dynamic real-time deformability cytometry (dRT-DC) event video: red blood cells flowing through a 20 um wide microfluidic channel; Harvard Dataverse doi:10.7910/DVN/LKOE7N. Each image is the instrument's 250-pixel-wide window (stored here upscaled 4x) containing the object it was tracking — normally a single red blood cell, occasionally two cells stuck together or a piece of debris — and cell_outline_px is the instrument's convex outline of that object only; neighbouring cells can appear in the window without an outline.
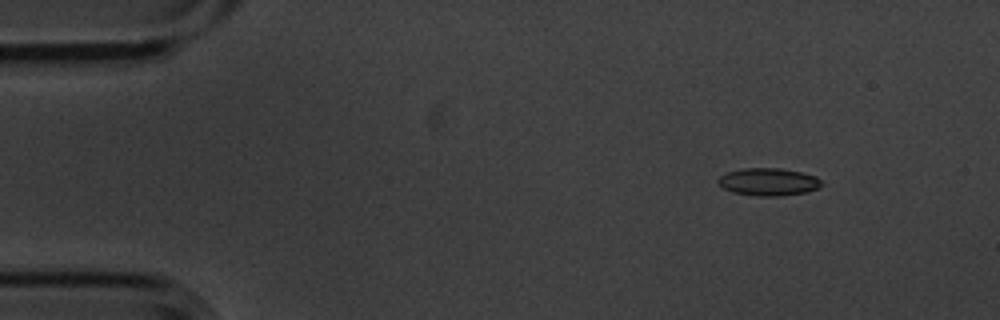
{"species": "common noctule bat (a hibernating species)", "species_latin": "Nyctalus noctula", "temperature_condition": "cold", "stored_images_in_passage": 9, "camera_frame_rate_fps": 3000, "um_per_image_px": 0.085, "animal": {"sex": "male", "body_mass_g": 20.1, "forearm_length_mm": 53.5}, "frame": {"image": 1, "passage_image": 1, "time_ms": 0.0, "image_size_px": [1000, 320], "cell_outline_px": [[824, 184], [808, 192], [780, 196], [760, 196], [732, 192], [724, 188], [716, 180], [720, 176], [728, 172], [744, 168], [780, 168], [800, 172], [816, 176]], "centroid_in_image_um": [65.33, 15.46], "position_along_channel_um": 19.7, "area_um2": 16.53}}
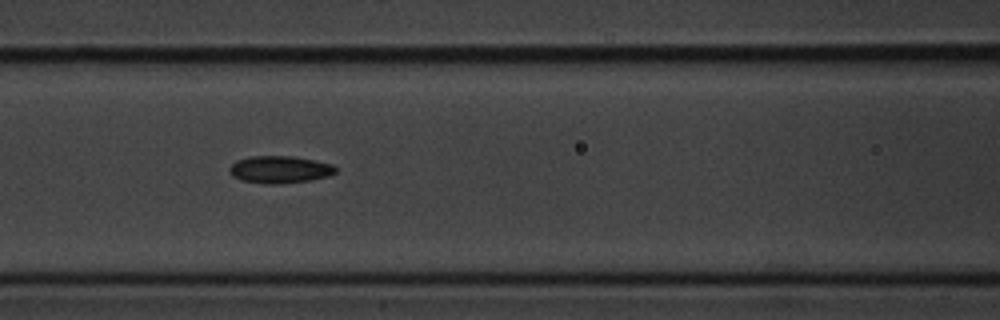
{"frame": {"image": 2, "passage_image": 6, "time_ms": 1.667, "image_size_px": [1000, 320], "cell_outline_px": [[336, 172], [328, 176], [312, 180], [276, 184], [268, 184], [240, 180], [232, 176], [228, 168], [236, 160], [252, 156], [292, 156], [316, 160], [332, 164], [336, 168]], "centroid_in_image_um": [23.77, 14.4], "position_along_channel_um": 142.8, "area_um2": 16.94}}
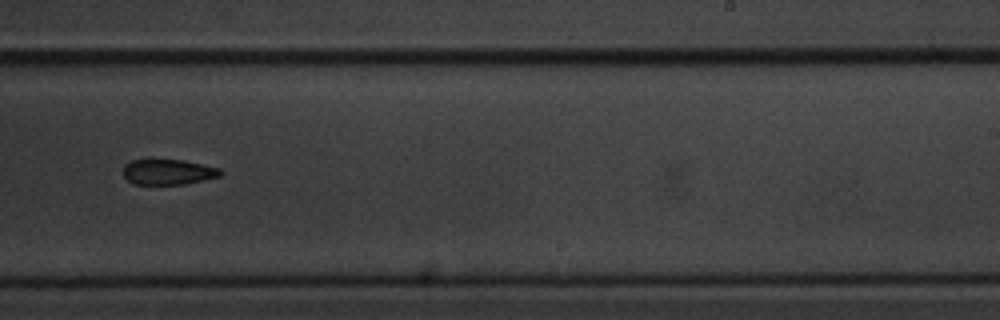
{"frame": {"image": 3, "passage_image": 9, "time_ms": 2.667, "image_size_px": [1000, 320], "cell_outline_px": [[224, 172], [220, 176], [184, 184], [132, 184], [124, 176], [124, 164], [132, 160], [148, 156], [184, 160], [220, 168]], "centroid_in_image_um": [14.25, 14.56], "position_along_channel_um": 274.8, "area_um2": 15.09}}